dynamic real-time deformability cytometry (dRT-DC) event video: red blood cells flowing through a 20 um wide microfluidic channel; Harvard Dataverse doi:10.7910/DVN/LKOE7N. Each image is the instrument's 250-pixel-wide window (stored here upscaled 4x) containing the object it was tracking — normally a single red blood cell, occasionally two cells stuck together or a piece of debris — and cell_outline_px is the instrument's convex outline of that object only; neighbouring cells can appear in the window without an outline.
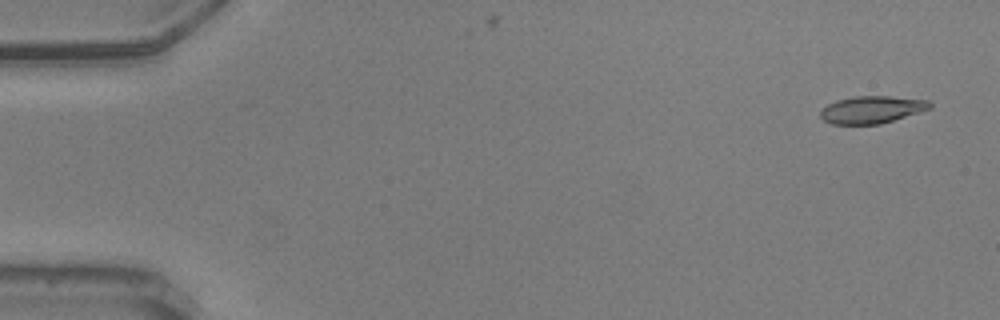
{"species": "common noctule bat (a hibernating species)", "species_latin": "Nyctalus noctula", "temperature_condition": "warm", "stored_images_in_passage": 9, "camera_frame_rate_fps": 3000, "um_per_image_px": 0.085, "animal": {"sex": "male", "body_mass_g": 20.5, "forearm_length_mm": 52.5}, "frame": {"image": 1, "passage_image": 3, "time_ms": 0.667, "image_size_px": [1000, 320], "cell_outline_px": [[932, 108], [880, 124], [832, 124], [824, 120], [820, 116], [820, 112], [828, 104], [836, 100], [852, 96], [888, 96], [928, 100], [932, 104]], "centroid_in_image_um": [74.1, 9.31], "position_along_channel_um": 10.9, "area_um2": 17.34}}